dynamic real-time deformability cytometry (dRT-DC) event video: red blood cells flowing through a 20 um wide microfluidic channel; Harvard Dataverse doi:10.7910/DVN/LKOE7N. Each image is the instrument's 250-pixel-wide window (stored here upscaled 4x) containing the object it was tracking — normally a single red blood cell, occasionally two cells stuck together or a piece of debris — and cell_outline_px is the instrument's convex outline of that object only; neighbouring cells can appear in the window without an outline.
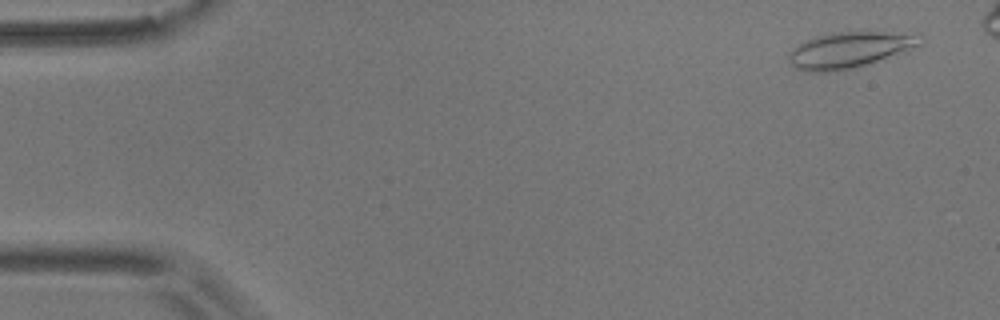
{"species": "common noctule bat (a hibernating species)", "species_latin": "Nyctalus noctula", "temperature_condition": "room temperature", "stored_images_in_passage": 50, "camera_frame_rate_fps": 3000, "um_per_image_px": 0.085, "animal": {"sex": "male", "body_mass_g": 17.9}, "frame": {"image": 1, "passage_image": 3, "time_ms": 0.667, "image_size_px": [1000, 320], "cell_outline_px": [[924, 44], [868, 64], [856, 68], [828, 72], [816, 72], [796, 68], [792, 64], [788, 56], [788, 52], [792, 48], [816, 36], [836, 32], [884, 32], [912, 36], [924, 40]], "centroid_in_image_um": [72.15, 4.26], "position_along_channel_um": 12.9, "area_um2": 26.82}}
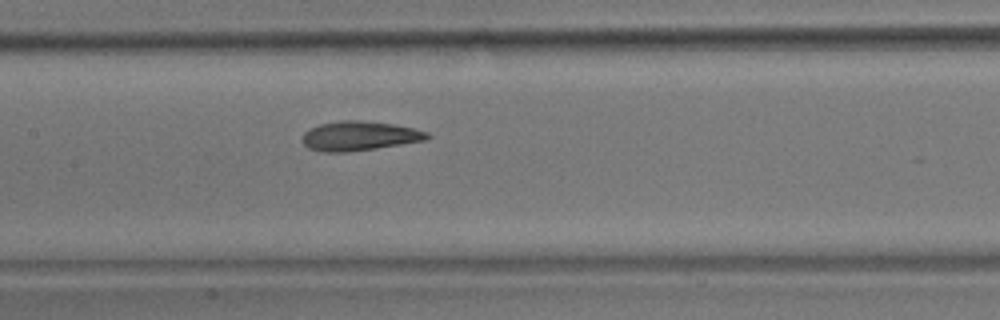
{"frame": {"image": 2, "passage_image": 26, "time_ms": 8.333, "image_size_px": [1000, 320], "cell_outline_px": [[432, 136], [424, 140], [376, 148], [348, 152], [324, 152], [308, 148], [304, 144], [300, 136], [304, 132], [320, 124], [340, 120], [360, 120], [392, 124], [412, 128], [428, 132]], "centroid_in_image_um": [30.51, 11.55], "position_along_channel_um": 176.9, "area_um2": 21.27}}
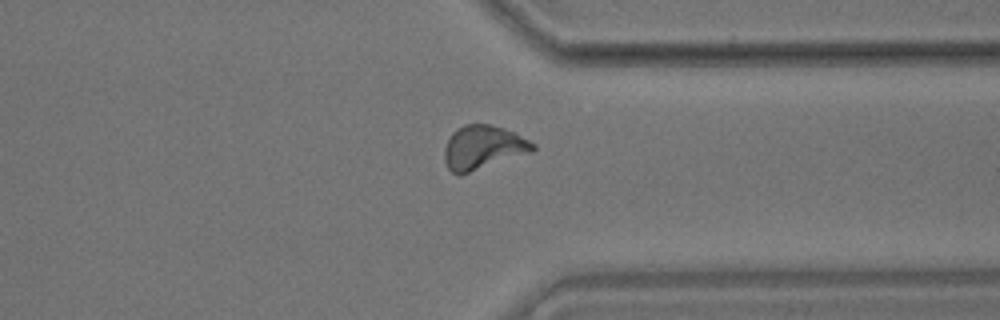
{"frame": {"image": 3, "passage_image": 42, "time_ms": 13.667, "image_size_px": [1000, 320], "cell_outline_px": [[536, 148], [532, 152], [460, 176], [452, 172], [448, 168], [444, 160], [444, 148], [452, 132], [456, 128], [464, 124], [488, 124], [504, 128], [536, 144]], "centroid_in_image_um": [41.03, 12.55], "position_along_channel_um": 370.4, "area_um2": 22.72}, "authors_computed_cell_mechanics": {"area_um2": 21.5594, "velocity_mm_per_s": 3.6594, "shape_relaxation_time_tau1_ms": 10.3406, "shape_relaxation_time_tau2_ms": 1.7419, "deformation_change_tau1": 0.2528, "deformation_change_tau2": 0.0952}}